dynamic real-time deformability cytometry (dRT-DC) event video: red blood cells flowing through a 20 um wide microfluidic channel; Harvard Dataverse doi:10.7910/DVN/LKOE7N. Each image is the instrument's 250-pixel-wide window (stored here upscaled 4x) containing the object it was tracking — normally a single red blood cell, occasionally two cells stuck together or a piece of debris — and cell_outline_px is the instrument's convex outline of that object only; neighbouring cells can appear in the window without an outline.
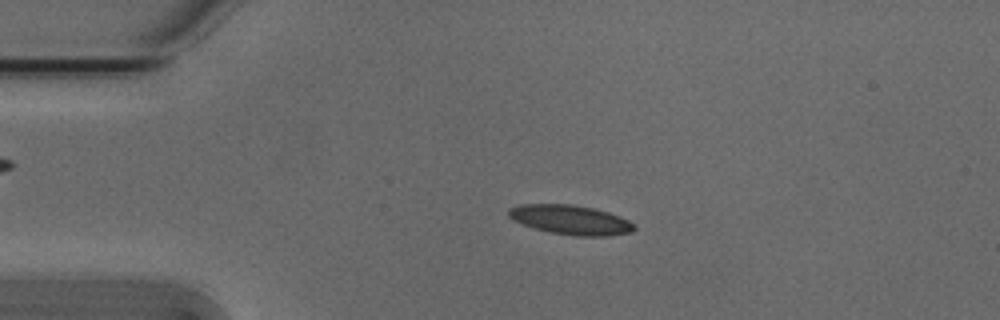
{"species": "Egyptian fruit bat (a non-hibernating species)", "species_latin": "Rousettus aegyptiacus", "temperature_condition": "cold", "stored_images_in_passage": 48, "camera_frame_rate_fps": 3000, "um_per_image_px": 0.085, "animal": {"sex": "male"}, "frame": {"image": 1, "passage_image": 6, "time_ms": 1.667, "image_size_px": [1000, 320], "cell_outline_px": [[636, 228], [632, 232], [608, 236], [576, 236], [548, 232], [512, 220], [508, 216], [508, 208], [520, 204], [572, 204], [592, 208], [608, 212], [620, 216], [636, 224]], "centroid_in_image_um": [48.51, 18.68], "position_along_channel_um": 36.5, "area_um2": 21.68}}
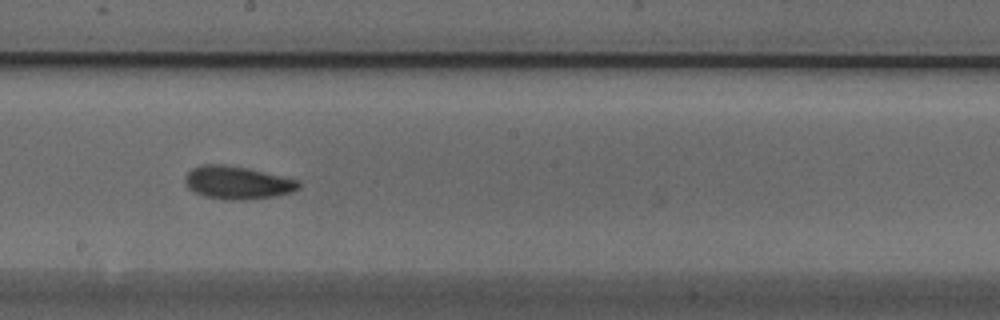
{"frame": {"image": 2, "passage_image": 24, "time_ms": 7.667, "image_size_px": [1000, 320], "cell_outline_px": [[300, 188], [292, 192], [276, 196], [244, 200], [224, 200], [204, 196], [188, 188], [184, 184], [184, 176], [192, 168], [204, 164], [220, 164], [244, 168], [300, 180]], "centroid_in_image_um": [20.16, 15.54], "position_along_channel_um": 228.0, "area_um2": 21.79}}
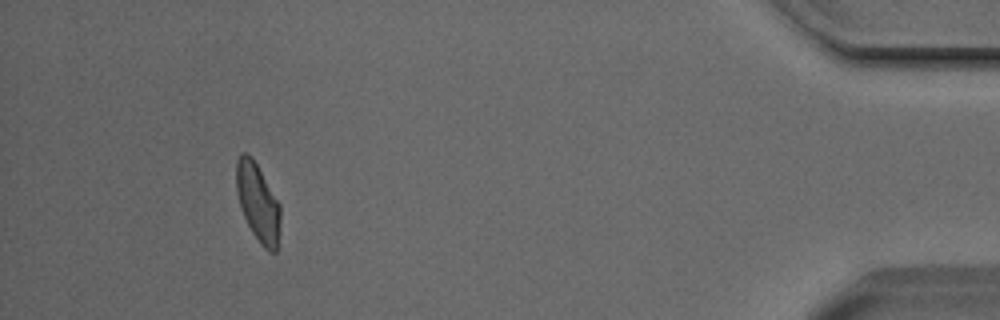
{"frame": {"image": 3, "passage_image": 44, "time_ms": 14.333, "image_size_px": [1000, 320], "cell_outline_px": [[280, 220], [276, 252], [268, 252], [260, 244], [252, 232], [244, 216], [236, 192], [236, 160], [240, 152], [248, 152], [252, 156], [280, 204]], "centroid_in_image_um": [21.9, 17.17], "position_along_channel_um": 413.3, "area_um2": 20.06}, "authors_computed_cell_mechanics": {"area_um2": 20.5768, "velocity_mm_per_s": 3.7852, "shape_relaxation_time_tau1_ms": 5.5071, "shape_relaxation_time_tau2_ms": 3.8237, "deformation_change_tau1": 0.1436, "deformation_change_tau2": 0.0835}}